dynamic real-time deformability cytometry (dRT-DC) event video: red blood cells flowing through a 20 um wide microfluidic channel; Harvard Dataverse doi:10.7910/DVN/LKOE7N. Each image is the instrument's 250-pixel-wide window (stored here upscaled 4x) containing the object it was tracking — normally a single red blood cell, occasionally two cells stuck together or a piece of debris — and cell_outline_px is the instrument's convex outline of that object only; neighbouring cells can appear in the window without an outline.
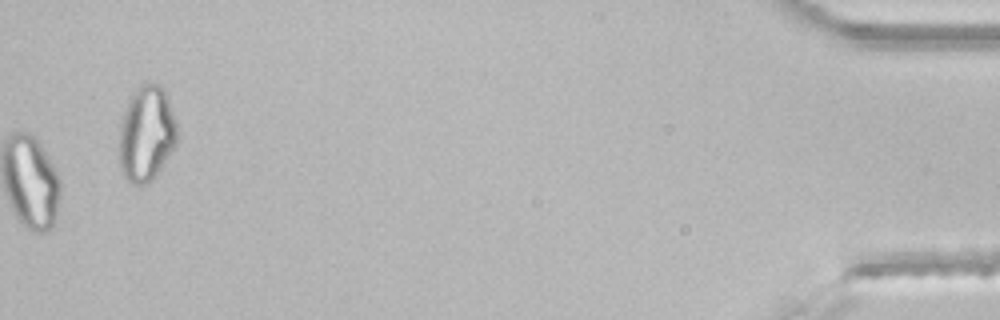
{"species": "common noctule bat (a hibernating species)", "species_latin": "Nyctalus noctula", "temperature_condition": "room temperature", "stored_images_in_passage": 47, "camera_frame_rate_fps": 3000, "um_per_image_px": 0.085, "animal": {"sex": "male", "body_mass_g": 21.5, "forearm_length_mm": 52.0}, "frame": {"image": 1, "passage_image": 47, "time_ms": 15.333, "image_size_px": [1000, 320], "cell_outline_px": [[176, 144], [156, 176], [148, 184], [132, 184], [120, 172], [120, 124], [128, 100], [132, 92], [144, 80], [160, 84], [164, 88], [176, 124]], "centroid_in_image_um": [12.43, 11.34], "position_along_channel_um": 422.8, "area_um2": 32.37}}